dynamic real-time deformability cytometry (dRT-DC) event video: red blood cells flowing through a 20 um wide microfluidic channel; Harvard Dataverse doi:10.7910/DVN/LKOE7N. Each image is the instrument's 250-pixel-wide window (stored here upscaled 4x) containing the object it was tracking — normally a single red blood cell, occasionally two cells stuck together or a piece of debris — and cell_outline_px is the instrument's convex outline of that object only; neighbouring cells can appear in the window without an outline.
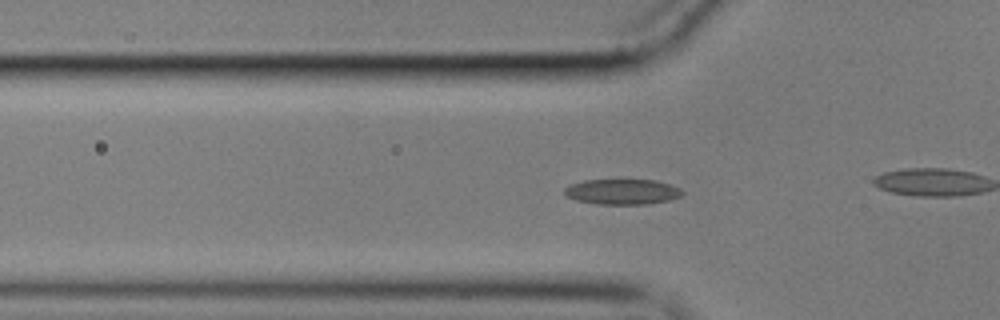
{"species": "common noctule bat (a hibernating species)", "species_latin": "Nyctalus noctula", "temperature_condition": "cold", "stored_images_in_passage": 57, "camera_frame_rate_fps": 3000, "um_per_image_px": 0.085, "animal": {"sex": "male", "body_mass_g": 17.9}, "frame": {"image": 1, "passage_image": 18, "time_ms": 5.667, "image_size_px": [1000, 320], "cell_outline_px": [[684, 192], [680, 196], [668, 200], [648, 204], [596, 204], [576, 200], [564, 196], [564, 188], [572, 184], [584, 180], [656, 180], [680, 188]], "centroid_in_image_um": [52.87, 16.3], "position_along_channel_um": 72.9, "area_um2": 17.4}}
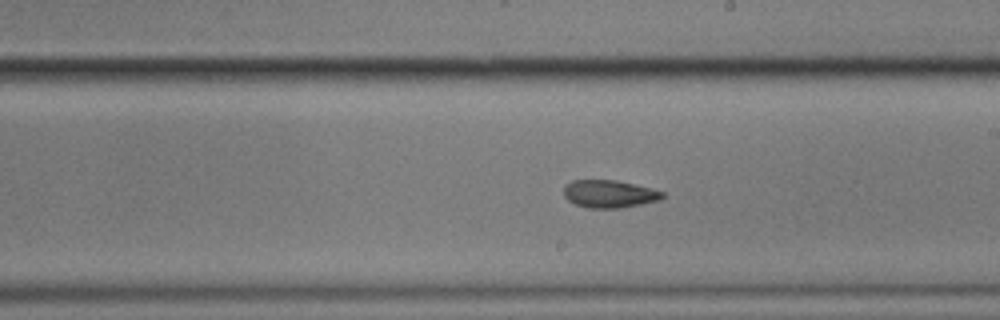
{"frame": {"image": 2, "passage_image": 32, "time_ms": 10.333, "image_size_px": [1000, 320], "cell_outline_px": [[664, 196], [660, 200], [620, 208], [588, 208], [576, 204], [568, 200], [564, 196], [564, 184], [572, 180], [616, 180], [652, 188], [664, 192]], "centroid_in_image_um": [51.78, 16.47], "position_along_channel_um": 237.2, "area_um2": 15.95}}
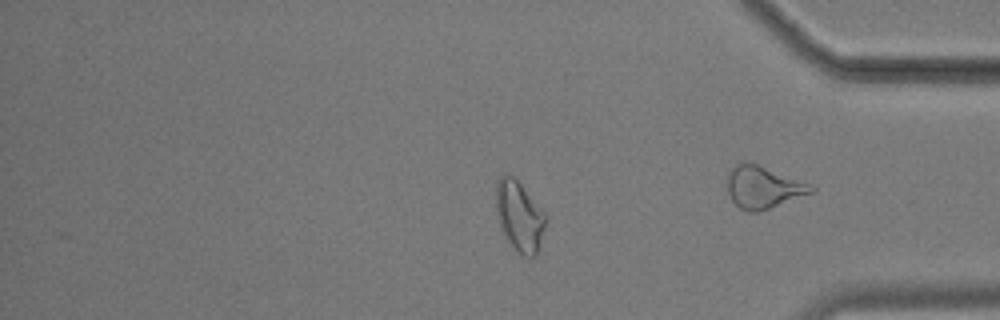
{"frame": {"image": 3, "passage_image": 47, "time_ms": 15.333, "image_size_px": [1000, 320], "cell_outline_px": [[548, 220], [536, 256], [524, 256], [512, 248], [508, 244], [504, 236], [496, 216], [496, 180], [504, 172], [508, 172], [520, 184], [548, 216]], "centroid_in_image_um": [44.14, 18.38], "position_along_channel_um": 391.1, "area_um2": 20.75}, "authors_computed_cell_mechanics": {"area_um2": 16.9354, "velocity_mm_per_s": 3.5095, "shape_relaxation_time_tau1_ms": null, "shape_relaxation_time_tau2_ms": 5.8233, "deformation_change_tau1": null, "deformation_change_tau2": 0.1251}}